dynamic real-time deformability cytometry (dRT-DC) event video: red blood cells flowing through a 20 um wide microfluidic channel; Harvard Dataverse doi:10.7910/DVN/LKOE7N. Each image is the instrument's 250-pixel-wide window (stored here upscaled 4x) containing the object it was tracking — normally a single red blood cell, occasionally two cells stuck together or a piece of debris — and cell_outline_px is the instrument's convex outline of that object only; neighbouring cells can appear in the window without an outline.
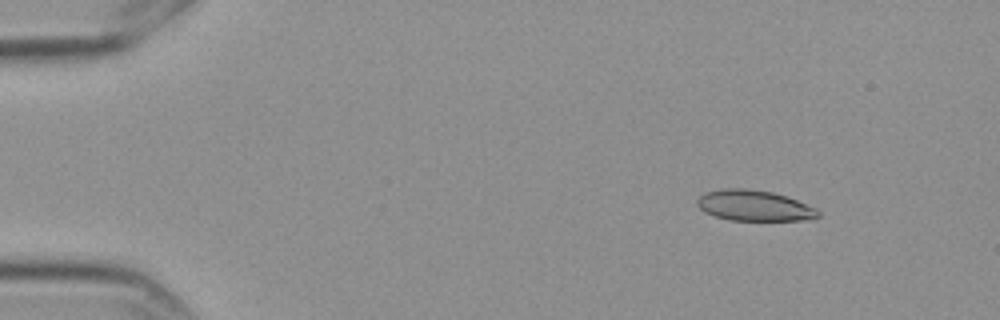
{"species": "Egyptian fruit bat (a non-hibernating species)", "species_latin": "Rousettus aegyptiacus", "temperature_condition": "cold", "stored_images_in_passage": 4, "camera_frame_rate_fps": 3000, "um_per_image_px": 0.085, "frame": {"image": 1, "passage_image": 2, "time_ms": 0.333, "image_size_px": [1000, 320], "cell_outline_px": [[820, 216], [816, 220], [728, 220], [704, 212], [696, 204], [696, 200], [704, 192], [720, 188], [744, 188], [772, 192], [796, 200], [816, 208], [820, 212]], "centroid_in_image_um": [64.1, 17.48], "position_along_channel_um": 20.9, "area_um2": 21.79}}
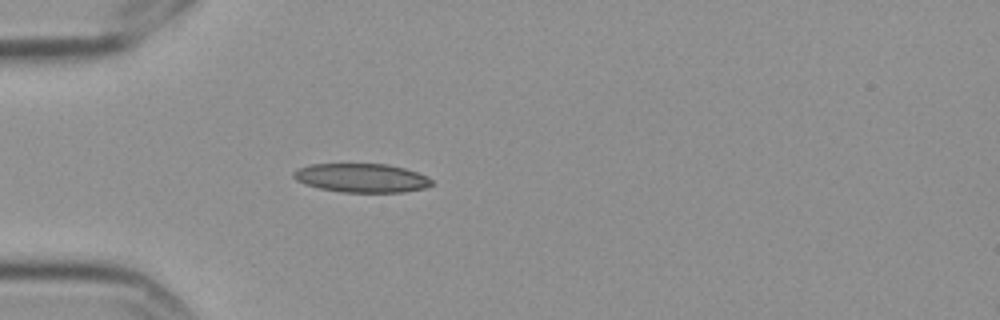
{"frame": {"image": 2, "passage_image": 4, "time_ms": 1.0, "image_size_px": [1000, 320], "cell_outline_px": [[432, 184], [424, 188], [404, 192], [344, 192], [320, 188], [304, 184], [296, 180], [292, 176], [292, 172], [296, 168], [308, 164], [388, 164], [404, 168], [416, 172], [432, 180]], "centroid_in_image_um": [30.67, 15.12], "position_along_channel_um": 54.3, "area_um2": 23.18}}